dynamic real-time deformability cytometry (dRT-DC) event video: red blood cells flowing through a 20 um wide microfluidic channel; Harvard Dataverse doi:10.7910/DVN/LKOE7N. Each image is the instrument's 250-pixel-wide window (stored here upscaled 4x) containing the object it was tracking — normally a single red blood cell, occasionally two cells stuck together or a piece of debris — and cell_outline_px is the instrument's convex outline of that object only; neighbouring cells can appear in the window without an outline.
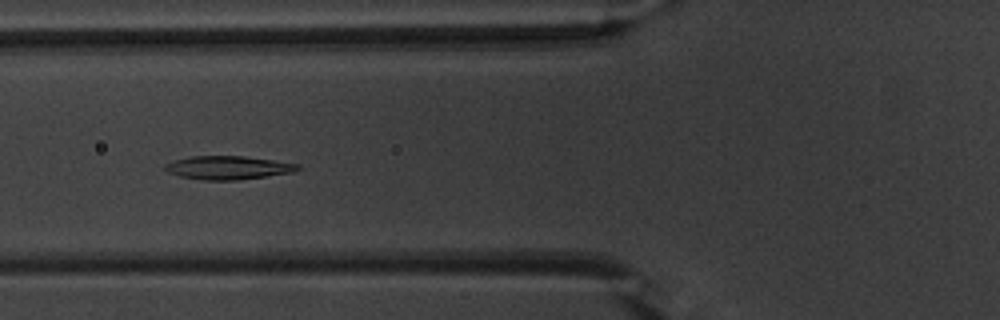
{"species": "common noctule bat (a hibernating species)", "species_latin": "Nyctalus noctula", "temperature_condition": "warm", "stored_images_in_passage": 51, "camera_frame_rate_fps": 3000, "um_per_image_px": 0.085, "animal": {"sex": "male", "body_mass_g": 20.1, "forearm_length_mm": 53.5}, "frame": {"image": 1, "passage_image": 18, "time_ms": 5.667, "image_size_px": [1000, 320], "cell_outline_px": [[300, 168], [292, 172], [236, 180], [204, 180], [180, 176], [168, 172], [164, 168], [164, 164], [176, 160], [192, 156], [244, 156], [300, 164]], "centroid_in_image_um": [19.36, 14.25], "position_along_channel_um": 106.4, "area_um2": 17.86}}
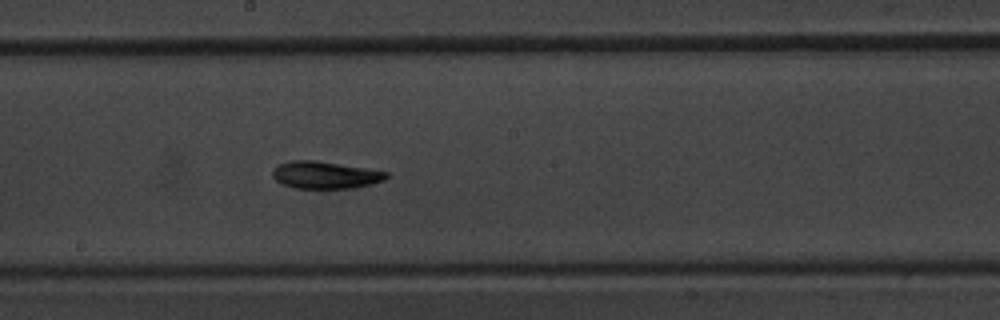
{"frame": {"image": 2, "passage_image": 27, "time_ms": 8.667, "image_size_px": [1000, 320], "cell_outline_px": [[388, 176], [384, 180], [372, 184], [352, 188], [296, 188], [284, 184], [276, 180], [272, 176], [272, 168], [288, 160], [316, 160], [388, 172]], "centroid_in_image_um": [27.61, 14.87], "position_along_channel_um": 220.6, "area_um2": 17.98}}
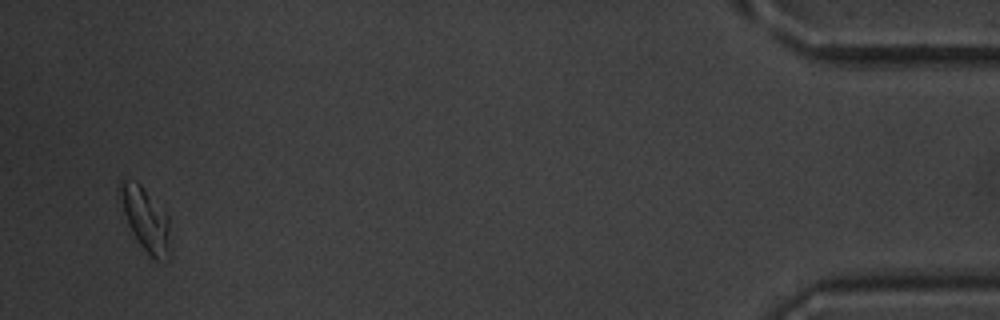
{"frame": {"image": 3, "passage_image": 49, "time_ms": 16.0, "image_size_px": [1000, 320], "cell_outline_px": [[172, 256], [168, 260], [156, 260], [136, 240], [128, 224], [116, 196], [120, 180], [136, 180], [140, 184], [168, 216]], "centroid_in_image_um": [12.36, 18.64], "position_along_channel_um": 422.8, "area_um2": 18.96}, "authors_computed_cell_mechanics": {"area_um2": 18.1492, "velocity_mm_per_s": 3.799, "shape_relaxation_time_tau1_ms": 3.1061, "shape_relaxation_time_tau2_ms": 9.3145, "deformation_change_tau1": 0.155, "deformation_change_tau2": 0.1765}}